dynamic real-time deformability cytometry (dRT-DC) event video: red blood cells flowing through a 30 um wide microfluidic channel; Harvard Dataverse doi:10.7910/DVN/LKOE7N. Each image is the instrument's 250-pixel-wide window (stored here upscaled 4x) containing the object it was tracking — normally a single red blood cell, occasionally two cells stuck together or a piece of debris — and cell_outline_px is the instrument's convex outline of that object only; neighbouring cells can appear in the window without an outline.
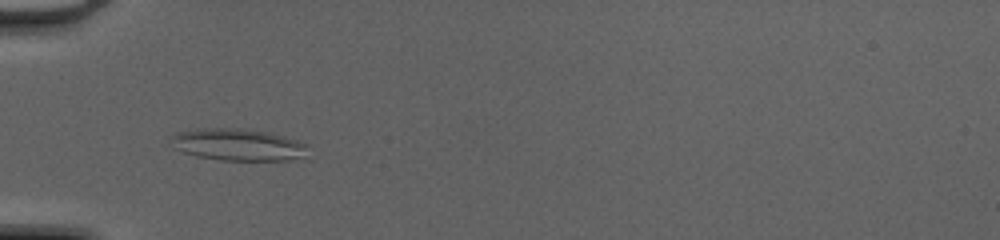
{"species": "common noctule bat (a hibernating species)", "species_latin": "Nyctalus noctula", "temperature_condition": "cold", "stored_images_in_passage": 48, "camera_frame_rate_fps": 3000, "um_per_image_px": 0.085, "animal": {"sex": "female", "body_mass_g": 20.0, "forearm_length_mm": 54.0}, "frame": {"image": 1, "passage_image": 15, "time_ms": 4.667, "image_size_px": [1000, 240], "cell_outline_px": [[308, 144], [304, 156], [288, 160], [220, 160], [196, 156], [184, 152], [176, 148], [172, 136], [176, 132], [196, 128], [244, 128], [268, 132], [284, 136]], "centroid_in_image_um": [20.24, 12.28], "position_along_channel_um": 64.8, "area_um2": 25.37}}
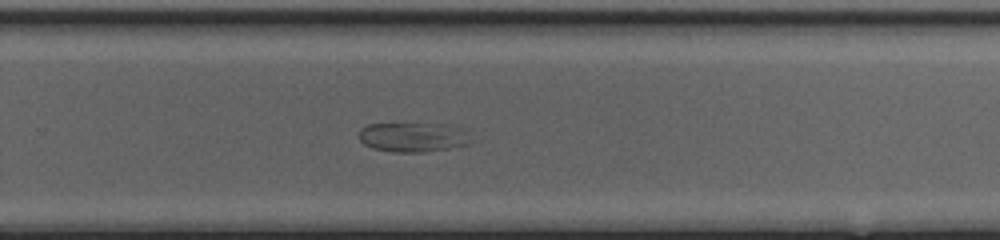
{"frame": {"image": 2, "passage_image": 32, "time_ms": 10.333, "image_size_px": [1000, 240], "cell_outline_px": [[476, 140], [468, 144], [452, 148], [420, 152], [392, 152], [372, 148], [364, 144], [360, 140], [360, 128], [368, 124], [444, 124], [460, 128]], "centroid_in_image_um": [35.14, 11.67], "position_along_channel_um": 294.7, "area_um2": 19.31}}
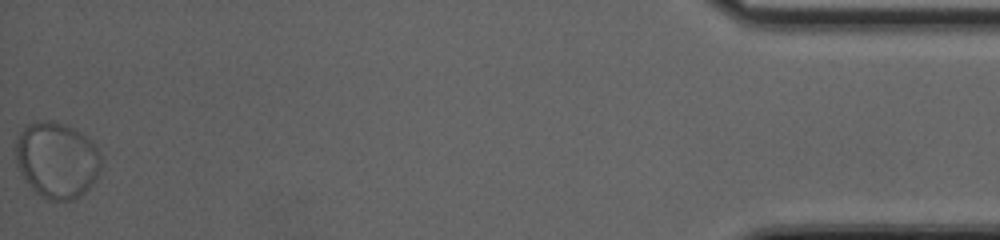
{"frame": {"image": 3, "passage_image": 48, "time_ms": 15.667, "image_size_px": [1000, 240], "cell_outline_px": [[100, 168], [96, 180], [80, 196], [72, 200], [48, 200], [40, 196], [24, 180], [16, 164], [16, 140], [24, 124], [36, 120], [48, 120], [64, 124], [80, 132], [92, 140], [100, 156]], "centroid_in_image_um": [4.8, 13.59], "position_along_channel_um": 430.4, "area_um2": 38.15}}